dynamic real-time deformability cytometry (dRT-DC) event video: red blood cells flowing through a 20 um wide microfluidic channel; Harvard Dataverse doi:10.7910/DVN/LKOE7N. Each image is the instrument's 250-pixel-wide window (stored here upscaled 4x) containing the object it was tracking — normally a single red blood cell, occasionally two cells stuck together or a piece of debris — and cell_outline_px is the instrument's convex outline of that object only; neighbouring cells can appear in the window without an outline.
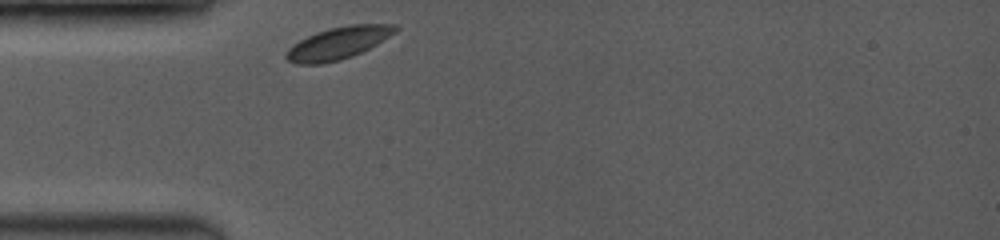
{"species": "common noctule bat (a hibernating species)", "species_latin": "Nyctalus noctula", "temperature_condition": "room temperature", "stored_images_in_passage": 8, "camera_frame_rate_fps": 3500, "um_per_image_px": 0.085, "animal": {"sex": "female", "body_mass_g": 19.0, "forearm_length_mm": 53.3}, "frame": {"image": 1, "passage_image": 1, "time_ms": 0.0, "image_size_px": [1000, 240], "cell_outline_px": [[400, 28], [396, 32], [376, 44], [352, 56], [340, 60], [320, 64], [296, 64], [288, 60], [284, 56], [284, 52], [292, 44], [316, 32], [328, 28], [348, 24], [396, 24]], "centroid_in_image_um": [28.72, 3.65], "position_along_channel_um": 56.3, "area_um2": 20.58}}
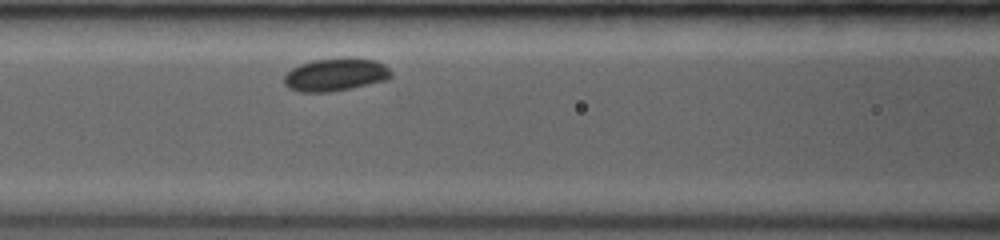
{"frame": {"image": 2, "passage_image": 5, "time_ms": 2.286, "image_size_px": [1000, 240], "cell_outline_px": [[392, 76], [388, 80], [328, 92], [300, 92], [288, 88], [284, 84], [284, 76], [292, 68], [300, 64], [312, 60], [348, 56], [376, 60], [384, 64], [392, 72]], "centroid_in_image_um": [28.53, 6.32], "position_along_channel_um": 138.1, "area_um2": 20.75}}
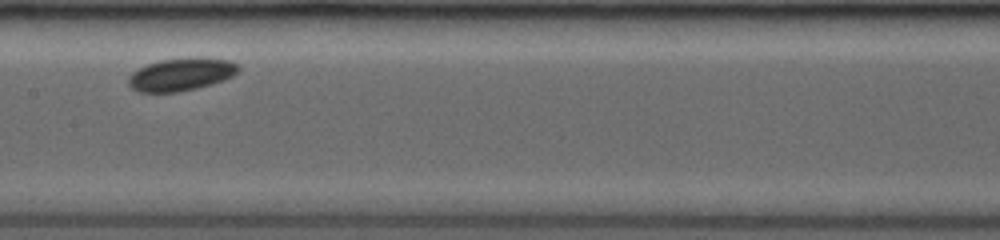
{"frame": {"image": 3, "passage_image": 7, "time_ms": 3.714, "image_size_px": [1000, 240], "cell_outline_px": [[240, 68], [232, 76], [224, 80], [212, 84], [196, 88], [176, 92], [140, 92], [132, 88], [128, 84], [128, 76], [132, 72], [148, 64], [160, 60], [196, 56], [228, 60], [240, 64]], "centroid_in_image_um": [15.41, 6.31], "position_along_channel_um": 192.0, "area_um2": 21.1}}